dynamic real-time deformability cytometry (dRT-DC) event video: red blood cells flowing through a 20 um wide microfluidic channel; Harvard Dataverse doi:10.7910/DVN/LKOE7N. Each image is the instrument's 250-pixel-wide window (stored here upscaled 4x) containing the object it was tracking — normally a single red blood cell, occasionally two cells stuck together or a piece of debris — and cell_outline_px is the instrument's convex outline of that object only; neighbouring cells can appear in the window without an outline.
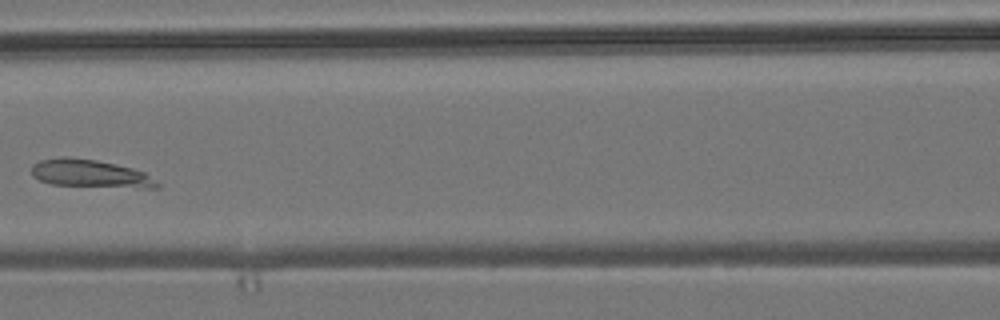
{"species": "common noctule bat (a hibernating species)", "species_latin": "Nyctalus noctula", "temperature_condition": "room temperature", "stored_images_in_passage": 8, "camera_frame_rate_fps": 3000, "um_per_image_px": 0.085, "animal": {"sex": "male", "body_mass_g": 19.2, "forearm_length_mm": 51.8}, "frame": {"image": 1, "passage_image": 6, "time_ms": 6.0, "image_size_px": [1000, 320], "cell_outline_px": [[160, 188], [140, 188], [52, 184], [40, 180], [32, 176], [32, 164], [40, 160], [64, 156], [68, 156], [96, 160], [116, 164], [132, 168], [144, 172], [160, 184]], "centroid_in_image_um": [7.67, 14.75], "position_along_channel_um": 158.9, "area_um2": 20.35}}